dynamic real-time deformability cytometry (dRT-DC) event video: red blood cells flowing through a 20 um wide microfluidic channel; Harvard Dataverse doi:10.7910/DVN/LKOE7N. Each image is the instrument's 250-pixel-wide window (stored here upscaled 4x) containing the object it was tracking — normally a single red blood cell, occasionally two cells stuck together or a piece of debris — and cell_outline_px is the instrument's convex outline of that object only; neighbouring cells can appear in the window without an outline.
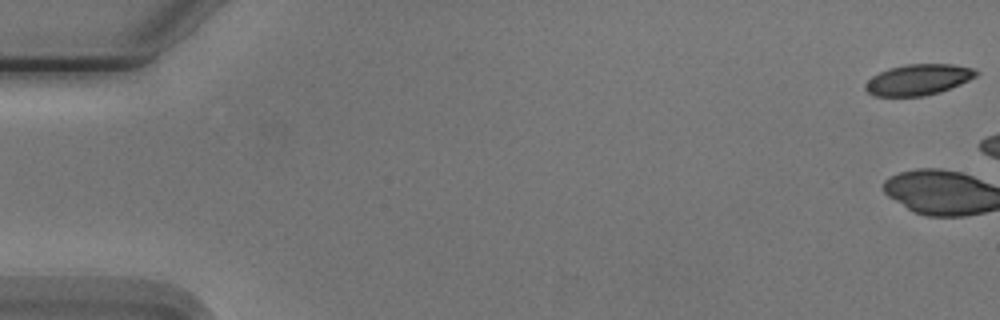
{"species": "Egyptian fruit bat (a non-hibernating species)", "species_latin": "Rousettus aegyptiacus", "temperature_condition": "cold", "stored_images_in_passage": 3, "camera_frame_rate_fps": 3000, "um_per_image_px": 0.085, "animal": {"sex": "male"}, "frame": {"image": 1, "passage_image": 1, "time_ms": 0.0, "image_size_px": [1000, 320], "cell_outline_px": [[980, 72], [976, 76], [960, 84], [940, 92], [924, 96], [872, 96], [864, 88], [864, 84], [872, 76], [888, 68], [908, 64], [952, 64], [972, 68]], "centroid_in_image_um": [78.03, 6.77], "position_along_channel_um": 7.0, "area_um2": 19.94}}